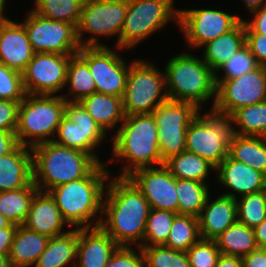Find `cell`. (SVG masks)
<instances>
[{
	"label": "cell",
	"instance_id": "6da1fadb",
	"mask_svg": "<svg viewBox=\"0 0 266 267\" xmlns=\"http://www.w3.org/2000/svg\"><path fill=\"white\" fill-rule=\"evenodd\" d=\"M113 178L107 182L99 226L119 246L139 247L151 207L128 177Z\"/></svg>",
	"mask_w": 266,
	"mask_h": 267
},
{
	"label": "cell",
	"instance_id": "7a4b0ae2",
	"mask_svg": "<svg viewBox=\"0 0 266 267\" xmlns=\"http://www.w3.org/2000/svg\"><path fill=\"white\" fill-rule=\"evenodd\" d=\"M110 139L112 153L106 164L125 161L119 177L133 171L164 164L158 143L157 124L153 114L125 115V119ZM115 158V159H114Z\"/></svg>",
	"mask_w": 266,
	"mask_h": 267
},
{
	"label": "cell",
	"instance_id": "3957f363",
	"mask_svg": "<svg viewBox=\"0 0 266 267\" xmlns=\"http://www.w3.org/2000/svg\"><path fill=\"white\" fill-rule=\"evenodd\" d=\"M106 165L99 163L86 177L49 191L69 228H91L100 225L107 186L105 184L112 175Z\"/></svg>",
	"mask_w": 266,
	"mask_h": 267
},
{
	"label": "cell",
	"instance_id": "277c9868",
	"mask_svg": "<svg viewBox=\"0 0 266 267\" xmlns=\"http://www.w3.org/2000/svg\"><path fill=\"white\" fill-rule=\"evenodd\" d=\"M31 152L33 183L43 192L82 179L99 164L89 153L53 141L37 144Z\"/></svg>",
	"mask_w": 266,
	"mask_h": 267
},
{
	"label": "cell",
	"instance_id": "5b68a950",
	"mask_svg": "<svg viewBox=\"0 0 266 267\" xmlns=\"http://www.w3.org/2000/svg\"><path fill=\"white\" fill-rule=\"evenodd\" d=\"M169 100L193 103L202 110L203 103L216 99L215 72L194 54L173 56L164 67Z\"/></svg>",
	"mask_w": 266,
	"mask_h": 267
},
{
	"label": "cell",
	"instance_id": "8992f818",
	"mask_svg": "<svg viewBox=\"0 0 266 267\" xmlns=\"http://www.w3.org/2000/svg\"><path fill=\"white\" fill-rule=\"evenodd\" d=\"M66 100L60 95L26 94L18 108L16 136L20 145L33 146L54 139L65 116Z\"/></svg>",
	"mask_w": 266,
	"mask_h": 267
},
{
	"label": "cell",
	"instance_id": "52a82bcc",
	"mask_svg": "<svg viewBox=\"0 0 266 267\" xmlns=\"http://www.w3.org/2000/svg\"><path fill=\"white\" fill-rule=\"evenodd\" d=\"M200 111L188 126L185 151L217 167L229 154L234 135L232 118L213 109L204 114Z\"/></svg>",
	"mask_w": 266,
	"mask_h": 267
},
{
	"label": "cell",
	"instance_id": "ba28073f",
	"mask_svg": "<svg viewBox=\"0 0 266 267\" xmlns=\"http://www.w3.org/2000/svg\"><path fill=\"white\" fill-rule=\"evenodd\" d=\"M174 0H128V8L119 37L118 50H129L162 30L170 21L179 25V10Z\"/></svg>",
	"mask_w": 266,
	"mask_h": 267
},
{
	"label": "cell",
	"instance_id": "9c48e42d",
	"mask_svg": "<svg viewBox=\"0 0 266 267\" xmlns=\"http://www.w3.org/2000/svg\"><path fill=\"white\" fill-rule=\"evenodd\" d=\"M168 99L165 72L144 59L131 61L122 97L125 115L151 114Z\"/></svg>",
	"mask_w": 266,
	"mask_h": 267
},
{
	"label": "cell",
	"instance_id": "30bf717a",
	"mask_svg": "<svg viewBox=\"0 0 266 267\" xmlns=\"http://www.w3.org/2000/svg\"><path fill=\"white\" fill-rule=\"evenodd\" d=\"M127 8L128 0L84 1L76 27L80 47H108L100 43L99 38L117 35L115 45L119 48V37ZM85 33H89L91 37L84 40Z\"/></svg>",
	"mask_w": 266,
	"mask_h": 267
},
{
	"label": "cell",
	"instance_id": "8fae6325",
	"mask_svg": "<svg viewBox=\"0 0 266 267\" xmlns=\"http://www.w3.org/2000/svg\"><path fill=\"white\" fill-rule=\"evenodd\" d=\"M106 137L109 139L80 102L66 101L65 116L61 119L52 141L61 146L85 151L99 163H105L100 160L95 149Z\"/></svg>",
	"mask_w": 266,
	"mask_h": 267
},
{
	"label": "cell",
	"instance_id": "7c38bea8",
	"mask_svg": "<svg viewBox=\"0 0 266 267\" xmlns=\"http://www.w3.org/2000/svg\"><path fill=\"white\" fill-rule=\"evenodd\" d=\"M199 109L190 102L167 100L153 112L162 160L185 151L186 133Z\"/></svg>",
	"mask_w": 266,
	"mask_h": 267
},
{
	"label": "cell",
	"instance_id": "4fadbf2b",
	"mask_svg": "<svg viewBox=\"0 0 266 267\" xmlns=\"http://www.w3.org/2000/svg\"><path fill=\"white\" fill-rule=\"evenodd\" d=\"M20 22L35 53L74 55L80 50L76 27L73 24L47 19L33 10Z\"/></svg>",
	"mask_w": 266,
	"mask_h": 267
},
{
	"label": "cell",
	"instance_id": "5bb4252c",
	"mask_svg": "<svg viewBox=\"0 0 266 267\" xmlns=\"http://www.w3.org/2000/svg\"><path fill=\"white\" fill-rule=\"evenodd\" d=\"M77 54L87 63L96 92L123 97L130 64L108 47H81Z\"/></svg>",
	"mask_w": 266,
	"mask_h": 267
},
{
	"label": "cell",
	"instance_id": "9a60e30c",
	"mask_svg": "<svg viewBox=\"0 0 266 267\" xmlns=\"http://www.w3.org/2000/svg\"><path fill=\"white\" fill-rule=\"evenodd\" d=\"M266 101V66L216 86L213 110L232 115L237 109Z\"/></svg>",
	"mask_w": 266,
	"mask_h": 267
},
{
	"label": "cell",
	"instance_id": "2e32d148",
	"mask_svg": "<svg viewBox=\"0 0 266 267\" xmlns=\"http://www.w3.org/2000/svg\"><path fill=\"white\" fill-rule=\"evenodd\" d=\"M242 19L218 9L179 10V29L188 46L202 48L204 44L232 30Z\"/></svg>",
	"mask_w": 266,
	"mask_h": 267
},
{
	"label": "cell",
	"instance_id": "e0dca14e",
	"mask_svg": "<svg viewBox=\"0 0 266 267\" xmlns=\"http://www.w3.org/2000/svg\"><path fill=\"white\" fill-rule=\"evenodd\" d=\"M71 56L35 53L21 72L26 93L55 95L66 88L67 65Z\"/></svg>",
	"mask_w": 266,
	"mask_h": 267
},
{
	"label": "cell",
	"instance_id": "ac0fdd59",
	"mask_svg": "<svg viewBox=\"0 0 266 267\" xmlns=\"http://www.w3.org/2000/svg\"><path fill=\"white\" fill-rule=\"evenodd\" d=\"M127 177L141 191L152 209L178 214L176 178L164 165L140 168Z\"/></svg>",
	"mask_w": 266,
	"mask_h": 267
},
{
	"label": "cell",
	"instance_id": "d6986e66",
	"mask_svg": "<svg viewBox=\"0 0 266 267\" xmlns=\"http://www.w3.org/2000/svg\"><path fill=\"white\" fill-rule=\"evenodd\" d=\"M216 172L218 183L231 191L222 195L237 199L266 189V176L263 173L232 159L229 155L216 167Z\"/></svg>",
	"mask_w": 266,
	"mask_h": 267
},
{
	"label": "cell",
	"instance_id": "ffe728a7",
	"mask_svg": "<svg viewBox=\"0 0 266 267\" xmlns=\"http://www.w3.org/2000/svg\"><path fill=\"white\" fill-rule=\"evenodd\" d=\"M118 247L100 226L78 228L75 267H106Z\"/></svg>",
	"mask_w": 266,
	"mask_h": 267
},
{
	"label": "cell",
	"instance_id": "44dd1931",
	"mask_svg": "<svg viewBox=\"0 0 266 267\" xmlns=\"http://www.w3.org/2000/svg\"><path fill=\"white\" fill-rule=\"evenodd\" d=\"M27 32L20 22L7 19L0 24V62L22 72L34 57Z\"/></svg>",
	"mask_w": 266,
	"mask_h": 267
},
{
	"label": "cell",
	"instance_id": "7402d4cb",
	"mask_svg": "<svg viewBox=\"0 0 266 267\" xmlns=\"http://www.w3.org/2000/svg\"><path fill=\"white\" fill-rule=\"evenodd\" d=\"M68 223L63 219L56 201L49 192L37 191L22 226L30 231L48 236L49 238L62 235L64 226Z\"/></svg>",
	"mask_w": 266,
	"mask_h": 267
},
{
	"label": "cell",
	"instance_id": "603a6c76",
	"mask_svg": "<svg viewBox=\"0 0 266 267\" xmlns=\"http://www.w3.org/2000/svg\"><path fill=\"white\" fill-rule=\"evenodd\" d=\"M213 199L209 195L198 216L202 239L215 240L229 226L238 221L237 201L233 197L220 194Z\"/></svg>",
	"mask_w": 266,
	"mask_h": 267
},
{
	"label": "cell",
	"instance_id": "cb8c5ba5",
	"mask_svg": "<svg viewBox=\"0 0 266 267\" xmlns=\"http://www.w3.org/2000/svg\"><path fill=\"white\" fill-rule=\"evenodd\" d=\"M33 182L31 148L18 145L0 156V192L18 190Z\"/></svg>",
	"mask_w": 266,
	"mask_h": 267
},
{
	"label": "cell",
	"instance_id": "d4e9b609",
	"mask_svg": "<svg viewBox=\"0 0 266 267\" xmlns=\"http://www.w3.org/2000/svg\"><path fill=\"white\" fill-rule=\"evenodd\" d=\"M246 44L243 19L229 32L208 41L204 47L203 61L216 73L226 61L232 58Z\"/></svg>",
	"mask_w": 266,
	"mask_h": 267
},
{
	"label": "cell",
	"instance_id": "484cf974",
	"mask_svg": "<svg viewBox=\"0 0 266 267\" xmlns=\"http://www.w3.org/2000/svg\"><path fill=\"white\" fill-rule=\"evenodd\" d=\"M80 103L106 134L115 128L117 131V124L125 119L122 97L95 92Z\"/></svg>",
	"mask_w": 266,
	"mask_h": 267
},
{
	"label": "cell",
	"instance_id": "4316f807",
	"mask_svg": "<svg viewBox=\"0 0 266 267\" xmlns=\"http://www.w3.org/2000/svg\"><path fill=\"white\" fill-rule=\"evenodd\" d=\"M49 237L30 231L24 226L17 227L9 252L12 267H31L44 252Z\"/></svg>",
	"mask_w": 266,
	"mask_h": 267
},
{
	"label": "cell",
	"instance_id": "83f0119b",
	"mask_svg": "<svg viewBox=\"0 0 266 267\" xmlns=\"http://www.w3.org/2000/svg\"><path fill=\"white\" fill-rule=\"evenodd\" d=\"M78 245V229L49 238L44 252L39 256L34 267H75Z\"/></svg>",
	"mask_w": 266,
	"mask_h": 267
},
{
	"label": "cell",
	"instance_id": "f1b7e54d",
	"mask_svg": "<svg viewBox=\"0 0 266 267\" xmlns=\"http://www.w3.org/2000/svg\"><path fill=\"white\" fill-rule=\"evenodd\" d=\"M228 155L266 176V137L234 134Z\"/></svg>",
	"mask_w": 266,
	"mask_h": 267
},
{
	"label": "cell",
	"instance_id": "f546056e",
	"mask_svg": "<svg viewBox=\"0 0 266 267\" xmlns=\"http://www.w3.org/2000/svg\"><path fill=\"white\" fill-rule=\"evenodd\" d=\"M163 165L176 179L194 180L202 183H207L206 180L212 170L216 172V167L213 164L188 151L171 156L164 161Z\"/></svg>",
	"mask_w": 266,
	"mask_h": 267
},
{
	"label": "cell",
	"instance_id": "4dcf8cb0",
	"mask_svg": "<svg viewBox=\"0 0 266 267\" xmlns=\"http://www.w3.org/2000/svg\"><path fill=\"white\" fill-rule=\"evenodd\" d=\"M215 242L221 254L240 258L259 248L253 228L239 221L229 226Z\"/></svg>",
	"mask_w": 266,
	"mask_h": 267
},
{
	"label": "cell",
	"instance_id": "1f68e13d",
	"mask_svg": "<svg viewBox=\"0 0 266 267\" xmlns=\"http://www.w3.org/2000/svg\"><path fill=\"white\" fill-rule=\"evenodd\" d=\"M67 85L69 92L61 96L70 102H80L96 92L95 81L89 67L78 54L72 55L68 62L66 87Z\"/></svg>",
	"mask_w": 266,
	"mask_h": 267
},
{
	"label": "cell",
	"instance_id": "d6a6232c",
	"mask_svg": "<svg viewBox=\"0 0 266 267\" xmlns=\"http://www.w3.org/2000/svg\"><path fill=\"white\" fill-rule=\"evenodd\" d=\"M38 188L32 182L27 187L0 192V213L12 224L23 225Z\"/></svg>",
	"mask_w": 266,
	"mask_h": 267
},
{
	"label": "cell",
	"instance_id": "836d02e7",
	"mask_svg": "<svg viewBox=\"0 0 266 267\" xmlns=\"http://www.w3.org/2000/svg\"><path fill=\"white\" fill-rule=\"evenodd\" d=\"M207 183L176 179L178 214L198 217L210 195Z\"/></svg>",
	"mask_w": 266,
	"mask_h": 267
},
{
	"label": "cell",
	"instance_id": "e575fe53",
	"mask_svg": "<svg viewBox=\"0 0 266 267\" xmlns=\"http://www.w3.org/2000/svg\"><path fill=\"white\" fill-rule=\"evenodd\" d=\"M231 118L234 134L266 137V101L237 109Z\"/></svg>",
	"mask_w": 266,
	"mask_h": 267
},
{
	"label": "cell",
	"instance_id": "d590c367",
	"mask_svg": "<svg viewBox=\"0 0 266 267\" xmlns=\"http://www.w3.org/2000/svg\"><path fill=\"white\" fill-rule=\"evenodd\" d=\"M201 239L198 217L177 214L174 217L165 246L186 252Z\"/></svg>",
	"mask_w": 266,
	"mask_h": 267
},
{
	"label": "cell",
	"instance_id": "8d00e7d4",
	"mask_svg": "<svg viewBox=\"0 0 266 267\" xmlns=\"http://www.w3.org/2000/svg\"><path fill=\"white\" fill-rule=\"evenodd\" d=\"M33 4L32 10L42 17L77 27L84 0H35Z\"/></svg>",
	"mask_w": 266,
	"mask_h": 267
},
{
	"label": "cell",
	"instance_id": "74e56055",
	"mask_svg": "<svg viewBox=\"0 0 266 267\" xmlns=\"http://www.w3.org/2000/svg\"><path fill=\"white\" fill-rule=\"evenodd\" d=\"M176 215L177 213L172 211L151 208L146 221L144 240L139 247L164 245Z\"/></svg>",
	"mask_w": 266,
	"mask_h": 267
},
{
	"label": "cell",
	"instance_id": "f35d334b",
	"mask_svg": "<svg viewBox=\"0 0 266 267\" xmlns=\"http://www.w3.org/2000/svg\"><path fill=\"white\" fill-rule=\"evenodd\" d=\"M238 221L254 228L266 218V189L237 198Z\"/></svg>",
	"mask_w": 266,
	"mask_h": 267
},
{
	"label": "cell",
	"instance_id": "ab89813d",
	"mask_svg": "<svg viewBox=\"0 0 266 267\" xmlns=\"http://www.w3.org/2000/svg\"><path fill=\"white\" fill-rule=\"evenodd\" d=\"M145 267H190L186 252L171 249L165 245L140 247Z\"/></svg>",
	"mask_w": 266,
	"mask_h": 267
},
{
	"label": "cell",
	"instance_id": "60d3db41",
	"mask_svg": "<svg viewBox=\"0 0 266 267\" xmlns=\"http://www.w3.org/2000/svg\"><path fill=\"white\" fill-rule=\"evenodd\" d=\"M259 66L256 58L250 52L245 44L232 58L225 62L215 73L216 86L224 80H230L240 77L249 71L256 69ZM222 71L223 77L217 74Z\"/></svg>",
	"mask_w": 266,
	"mask_h": 267
},
{
	"label": "cell",
	"instance_id": "b9f144b4",
	"mask_svg": "<svg viewBox=\"0 0 266 267\" xmlns=\"http://www.w3.org/2000/svg\"><path fill=\"white\" fill-rule=\"evenodd\" d=\"M26 94L22 73L0 62V99L20 103Z\"/></svg>",
	"mask_w": 266,
	"mask_h": 267
},
{
	"label": "cell",
	"instance_id": "7bdbcfd3",
	"mask_svg": "<svg viewBox=\"0 0 266 267\" xmlns=\"http://www.w3.org/2000/svg\"><path fill=\"white\" fill-rule=\"evenodd\" d=\"M190 267H216L221 255L215 240L200 239L186 251Z\"/></svg>",
	"mask_w": 266,
	"mask_h": 267
},
{
	"label": "cell",
	"instance_id": "ee69618b",
	"mask_svg": "<svg viewBox=\"0 0 266 267\" xmlns=\"http://www.w3.org/2000/svg\"><path fill=\"white\" fill-rule=\"evenodd\" d=\"M106 267H145L142 249L140 247L135 249V247L119 246Z\"/></svg>",
	"mask_w": 266,
	"mask_h": 267
},
{
	"label": "cell",
	"instance_id": "f6af8a7d",
	"mask_svg": "<svg viewBox=\"0 0 266 267\" xmlns=\"http://www.w3.org/2000/svg\"><path fill=\"white\" fill-rule=\"evenodd\" d=\"M19 102L0 99V131L16 132Z\"/></svg>",
	"mask_w": 266,
	"mask_h": 267
},
{
	"label": "cell",
	"instance_id": "bcb514c9",
	"mask_svg": "<svg viewBox=\"0 0 266 267\" xmlns=\"http://www.w3.org/2000/svg\"><path fill=\"white\" fill-rule=\"evenodd\" d=\"M246 45L260 66H266V34L246 33Z\"/></svg>",
	"mask_w": 266,
	"mask_h": 267
},
{
	"label": "cell",
	"instance_id": "7dc6e473",
	"mask_svg": "<svg viewBox=\"0 0 266 267\" xmlns=\"http://www.w3.org/2000/svg\"><path fill=\"white\" fill-rule=\"evenodd\" d=\"M252 20H243L246 33L266 34V2L257 10L250 12ZM254 14V15H253Z\"/></svg>",
	"mask_w": 266,
	"mask_h": 267
},
{
	"label": "cell",
	"instance_id": "c3c4849f",
	"mask_svg": "<svg viewBox=\"0 0 266 267\" xmlns=\"http://www.w3.org/2000/svg\"><path fill=\"white\" fill-rule=\"evenodd\" d=\"M18 145L16 132L0 131V156L12 152Z\"/></svg>",
	"mask_w": 266,
	"mask_h": 267
},
{
	"label": "cell",
	"instance_id": "681fc988",
	"mask_svg": "<svg viewBox=\"0 0 266 267\" xmlns=\"http://www.w3.org/2000/svg\"><path fill=\"white\" fill-rule=\"evenodd\" d=\"M17 227L11 224L8 228L0 229V254H9Z\"/></svg>",
	"mask_w": 266,
	"mask_h": 267
},
{
	"label": "cell",
	"instance_id": "f907efd6",
	"mask_svg": "<svg viewBox=\"0 0 266 267\" xmlns=\"http://www.w3.org/2000/svg\"><path fill=\"white\" fill-rule=\"evenodd\" d=\"M241 259L243 267H266V257L260 248L252 251Z\"/></svg>",
	"mask_w": 266,
	"mask_h": 267
},
{
	"label": "cell",
	"instance_id": "816d5d0a",
	"mask_svg": "<svg viewBox=\"0 0 266 267\" xmlns=\"http://www.w3.org/2000/svg\"><path fill=\"white\" fill-rule=\"evenodd\" d=\"M216 267H243V263L240 257L221 254Z\"/></svg>",
	"mask_w": 266,
	"mask_h": 267
},
{
	"label": "cell",
	"instance_id": "f5cc1de1",
	"mask_svg": "<svg viewBox=\"0 0 266 267\" xmlns=\"http://www.w3.org/2000/svg\"><path fill=\"white\" fill-rule=\"evenodd\" d=\"M259 248L266 246V218L253 228Z\"/></svg>",
	"mask_w": 266,
	"mask_h": 267
},
{
	"label": "cell",
	"instance_id": "db71d44e",
	"mask_svg": "<svg viewBox=\"0 0 266 267\" xmlns=\"http://www.w3.org/2000/svg\"><path fill=\"white\" fill-rule=\"evenodd\" d=\"M245 3V8H247L248 12H252L257 10L263 6L266 0H242Z\"/></svg>",
	"mask_w": 266,
	"mask_h": 267
},
{
	"label": "cell",
	"instance_id": "11a10c76",
	"mask_svg": "<svg viewBox=\"0 0 266 267\" xmlns=\"http://www.w3.org/2000/svg\"><path fill=\"white\" fill-rule=\"evenodd\" d=\"M7 0H0V24L4 23L8 18L4 14Z\"/></svg>",
	"mask_w": 266,
	"mask_h": 267
},
{
	"label": "cell",
	"instance_id": "9f6ffc18",
	"mask_svg": "<svg viewBox=\"0 0 266 267\" xmlns=\"http://www.w3.org/2000/svg\"><path fill=\"white\" fill-rule=\"evenodd\" d=\"M8 255L9 254H0V267H12Z\"/></svg>",
	"mask_w": 266,
	"mask_h": 267
},
{
	"label": "cell",
	"instance_id": "6f0895ef",
	"mask_svg": "<svg viewBox=\"0 0 266 267\" xmlns=\"http://www.w3.org/2000/svg\"><path fill=\"white\" fill-rule=\"evenodd\" d=\"M12 223L0 213V229L8 228Z\"/></svg>",
	"mask_w": 266,
	"mask_h": 267
},
{
	"label": "cell",
	"instance_id": "680465c9",
	"mask_svg": "<svg viewBox=\"0 0 266 267\" xmlns=\"http://www.w3.org/2000/svg\"><path fill=\"white\" fill-rule=\"evenodd\" d=\"M263 252H264V254H265V257H266V246H264V247H261L260 248Z\"/></svg>",
	"mask_w": 266,
	"mask_h": 267
},
{
	"label": "cell",
	"instance_id": "91938a15",
	"mask_svg": "<svg viewBox=\"0 0 266 267\" xmlns=\"http://www.w3.org/2000/svg\"><path fill=\"white\" fill-rule=\"evenodd\" d=\"M84 1H115V0H84Z\"/></svg>",
	"mask_w": 266,
	"mask_h": 267
}]
</instances>
